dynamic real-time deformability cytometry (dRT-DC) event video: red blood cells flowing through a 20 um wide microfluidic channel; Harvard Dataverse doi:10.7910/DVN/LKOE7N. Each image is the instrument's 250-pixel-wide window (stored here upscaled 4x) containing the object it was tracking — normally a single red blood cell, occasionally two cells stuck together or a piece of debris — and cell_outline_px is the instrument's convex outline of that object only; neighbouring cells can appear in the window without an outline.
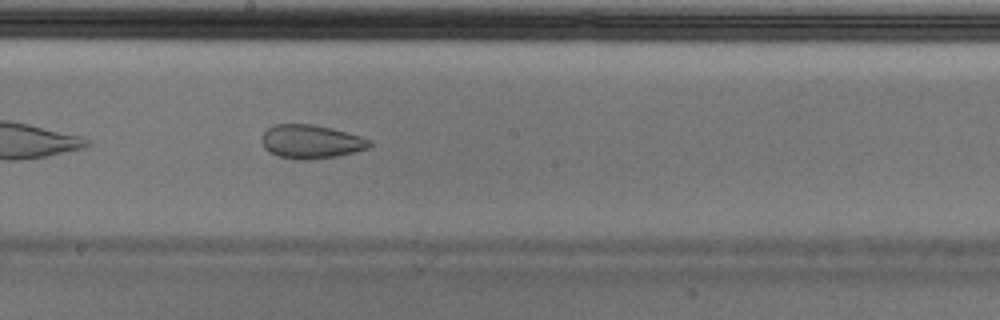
{"species": "Egyptian fruit bat (a non-hibernating species)", "species_latin": "Rousettus aegyptiacus", "temperature_condition": "cold", "stored_images_in_passage": 34, "camera_frame_rate_fps": 3000, "um_per_image_px": 0.085, "animal": {"sex": "male"}, "frame": {"image": 1, "passage_image": 15, "time_ms": 4.667, "image_size_px": [1000, 320], "cell_outline_px": [[372, 144], [368, 148], [336, 156], [308, 160], [296, 160], [280, 156], [268, 152], [264, 148], [260, 140], [264, 132], [268, 128], [276, 124], [312, 124], [332, 128], [360, 136], [372, 140]], "centroid_in_image_um": [26.41, 12.04], "position_along_channel_um": 221.8, "area_um2": 21.21}, "authors_computed_cell_mechanics": {"area_um2": 22.4553, "velocity_mm_per_s": 3.6719, "shape_relaxation_time_tau1_ms": null, "shape_relaxation_time_tau2_ms": 1.905, "deformation_change_tau1": null, "deformation_change_tau2": 0.0803}}